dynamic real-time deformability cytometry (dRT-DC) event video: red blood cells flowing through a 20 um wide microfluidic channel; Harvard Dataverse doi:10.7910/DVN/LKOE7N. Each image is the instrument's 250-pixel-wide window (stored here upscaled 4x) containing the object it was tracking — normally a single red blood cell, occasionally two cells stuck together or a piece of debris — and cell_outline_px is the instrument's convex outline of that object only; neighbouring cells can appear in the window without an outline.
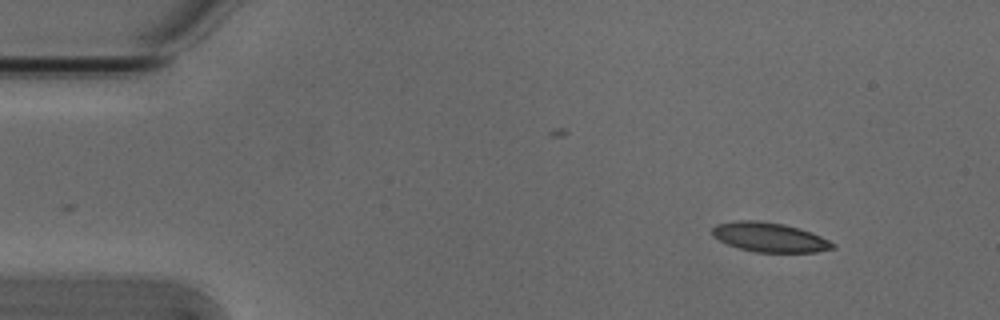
{"species": "Egyptian fruit bat (a non-hibernating species)", "species_latin": "Rousettus aegyptiacus", "temperature_condition": "cold", "stored_images_in_passage": 4, "camera_frame_rate_fps": 3000, "um_per_image_px": 0.085, "animal": {"sex": "male"}, "frame": {"image": 1, "passage_image": 1, "time_ms": 0.0, "image_size_px": [1000, 320], "cell_outline_px": [[836, 248], [816, 252], [756, 252], [740, 248], [728, 244], [712, 236], [712, 228], [716, 224], [740, 220], [756, 220], [784, 224], [800, 228], [820, 236], [836, 244]], "centroid_in_image_um": [65.43, 20.16], "position_along_channel_um": 19.6, "area_um2": 20.58}}
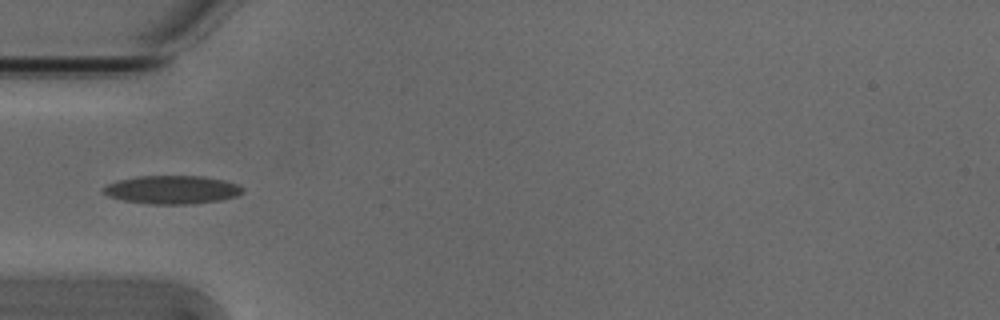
{"frame": {"image": 2, "passage_image": 4, "time_ms": 1.0, "image_size_px": [1000, 320], "cell_outline_px": [[244, 192], [236, 196], [220, 200], [192, 204], [144, 204], [120, 200], [108, 196], [100, 192], [100, 188], [108, 184], [120, 180], [140, 176], [200, 176], [224, 180], [240, 184], [244, 188]], "centroid_in_image_um": [14.61, 16.14], "position_along_channel_um": 70.4, "area_um2": 23.29}}